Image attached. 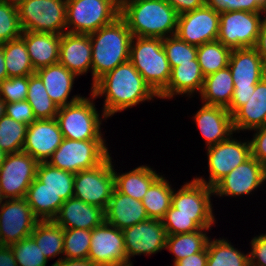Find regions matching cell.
I'll use <instances>...</instances> for the list:
<instances>
[{
	"instance_id": "obj_1",
	"label": "cell",
	"mask_w": 266,
	"mask_h": 266,
	"mask_svg": "<svg viewBox=\"0 0 266 266\" xmlns=\"http://www.w3.org/2000/svg\"><path fill=\"white\" fill-rule=\"evenodd\" d=\"M90 92L96 98L104 97L101 111L108 119L118 112L159 98L130 61L104 74L91 86Z\"/></svg>"
},
{
	"instance_id": "obj_2",
	"label": "cell",
	"mask_w": 266,
	"mask_h": 266,
	"mask_svg": "<svg viewBox=\"0 0 266 266\" xmlns=\"http://www.w3.org/2000/svg\"><path fill=\"white\" fill-rule=\"evenodd\" d=\"M92 46V83L130 58L133 38L125 20L119 16L112 23L89 34Z\"/></svg>"
},
{
	"instance_id": "obj_3",
	"label": "cell",
	"mask_w": 266,
	"mask_h": 266,
	"mask_svg": "<svg viewBox=\"0 0 266 266\" xmlns=\"http://www.w3.org/2000/svg\"><path fill=\"white\" fill-rule=\"evenodd\" d=\"M120 16L134 37L166 38L176 34L178 13L165 0L126 3Z\"/></svg>"
},
{
	"instance_id": "obj_4",
	"label": "cell",
	"mask_w": 266,
	"mask_h": 266,
	"mask_svg": "<svg viewBox=\"0 0 266 266\" xmlns=\"http://www.w3.org/2000/svg\"><path fill=\"white\" fill-rule=\"evenodd\" d=\"M88 95L75 103L59 107L56 119L64 138L79 141L106 140L101 126L108 118L97 110L94 102L97 98L91 92Z\"/></svg>"
},
{
	"instance_id": "obj_5",
	"label": "cell",
	"mask_w": 266,
	"mask_h": 266,
	"mask_svg": "<svg viewBox=\"0 0 266 266\" xmlns=\"http://www.w3.org/2000/svg\"><path fill=\"white\" fill-rule=\"evenodd\" d=\"M129 61L157 94L168 85L172 68L161 38L133 36Z\"/></svg>"
},
{
	"instance_id": "obj_6",
	"label": "cell",
	"mask_w": 266,
	"mask_h": 266,
	"mask_svg": "<svg viewBox=\"0 0 266 266\" xmlns=\"http://www.w3.org/2000/svg\"><path fill=\"white\" fill-rule=\"evenodd\" d=\"M120 16L118 0H67L69 33L91 34Z\"/></svg>"
},
{
	"instance_id": "obj_7",
	"label": "cell",
	"mask_w": 266,
	"mask_h": 266,
	"mask_svg": "<svg viewBox=\"0 0 266 266\" xmlns=\"http://www.w3.org/2000/svg\"><path fill=\"white\" fill-rule=\"evenodd\" d=\"M17 8L22 31L59 35L67 32V0H20Z\"/></svg>"
},
{
	"instance_id": "obj_8",
	"label": "cell",
	"mask_w": 266,
	"mask_h": 266,
	"mask_svg": "<svg viewBox=\"0 0 266 266\" xmlns=\"http://www.w3.org/2000/svg\"><path fill=\"white\" fill-rule=\"evenodd\" d=\"M106 141L64 138L47 163L73 174L94 168L111 154Z\"/></svg>"
},
{
	"instance_id": "obj_9",
	"label": "cell",
	"mask_w": 266,
	"mask_h": 266,
	"mask_svg": "<svg viewBox=\"0 0 266 266\" xmlns=\"http://www.w3.org/2000/svg\"><path fill=\"white\" fill-rule=\"evenodd\" d=\"M111 154L98 166L74 175L73 197L106 210L115 189Z\"/></svg>"
},
{
	"instance_id": "obj_10",
	"label": "cell",
	"mask_w": 266,
	"mask_h": 266,
	"mask_svg": "<svg viewBox=\"0 0 266 266\" xmlns=\"http://www.w3.org/2000/svg\"><path fill=\"white\" fill-rule=\"evenodd\" d=\"M206 148L209 177L196 176L195 180L214 187L222 178L234 168L251 157L250 138L241 140L233 137Z\"/></svg>"
},
{
	"instance_id": "obj_11",
	"label": "cell",
	"mask_w": 266,
	"mask_h": 266,
	"mask_svg": "<svg viewBox=\"0 0 266 266\" xmlns=\"http://www.w3.org/2000/svg\"><path fill=\"white\" fill-rule=\"evenodd\" d=\"M263 19L262 12H222L217 40L231 49L253 48Z\"/></svg>"
},
{
	"instance_id": "obj_12",
	"label": "cell",
	"mask_w": 266,
	"mask_h": 266,
	"mask_svg": "<svg viewBox=\"0 0 266 266\" xmlns=\"http://www.w3.org/2000/svg\"><path fill=\"white\" fill-rule=\"evenodd\" d=\"M38 162L24 151L8 154L0 168L2 199L25 198L36 178Z\"/></svg>"
},
{
	"instance_id": "obj_13",
	"label": "cell",
	"mask_w": 266,
	"mask_h": 266,
	"mask_svg": "<svg viewBox=\"0 0 266 266\" xmlns=\"http://www.w3.org/2000/svg\"><path fill=\"white\" fill-rule=\"evenodd\" d=\"M38 221L25 198L3 199L0 205V245L11 246L31 236Z\"/></svg>"
},
{
	"instance_id": "obj_14",
	"label": "cell",
	"mask_w": 266,
	"mask_h": 266,
	"mask_svg": "<svg viewBox=\"0 0 266 266\" xmlns=\"http://www.w3.org/2000/svg\"><path fill=\"white\" fill-rule=\"evenodd\" d=\"M266 183V166L251 156L244 163L234 168L214 187V197H244L254 194Z\"/></svg>"
},
{
	"instance_id": "obj_15",
	"label": "cell",
	"mask_w": 266,
	"mask_h": 266,
	"mask_svg": "<svg viewBox=\"0 0 266 266\" xmlns=\"http://www.w3.org/2000/svg\"><path fill=\"white\" fill-rule=\"evenodd\" d=\"M124 242L127 266H134V256L153 255L166 249V230L162 220L148 219L133 226L124 228Z\"/></svg>"
},
{
	"instance_id": "obj_16",
	"label": "cell",
	"mask_w": 266,
	"mask_h": 266,
	"mask_svg": "<svg viewBox=\"0 0 266 266\" xmlns=\"http://www.w3.org/2000/svg\"><path fill=\"white\" fill-rule=\"evenodd\" d=\"M88 258L97 266H127L123 231L106 221L93 228Z\"/></svg>"
},
{
	"instance_id": "obj_17",
	"label": "cell",
	"mask_w": 266,
	"mask_h": 266,
	"mask_svg": "<svg viewBox=\"0 0 266 266\" xmlns=\"http://www.w3.org/2000/svg\"><path fill=\"white\" fill-rule=\"evenodd\" d=\"M220 13L206 4L191 12L178 16L176 34L181 40L200 46L218 38Z\"/></svg>"
},
{
	"instance_id": "obj_18",
	"label": "cell",
	"mask_w": 266,
	"mask_h": 266,
	"mask_svg": "<svg viewBox=\"0 0 266 266\" xmlns=\"http://www.w3.org/2000/svg\"><path fill=\"white\" fill-rule=\"evenodd\" d=\"M63 139L56 118L36 119L27 127L22 151L30 154L38 163L47 162Z\"/></svg>"
},
{
	"instance_id": "obj_19",
	"label": "cell",
	"mask_w": 266,
	"mask_h": 266,
	"mask_svg": "<svg viewBox=\"0 0 266 266\" xmlns=\"http://www.w3.org/2000/svg\"><path fill=\"white\" fill-rule=\"evenodd\" d=\"M183 183L185 184L178 190L174 187L171 203L173 215L215 216L211 201L214 196L213 188L194 178Z\"/></svg>"
},
{
	"instance_id": "obj_20",
	"label": "cell",
	"mask_w": 266,
	"mask_h": 266,
	"mask_svg": "<svg viewBox=\"0 0 266 266\" xmlns=\"http://www.w3.org/2000/svg\"><path fill=\"white\" fill-rule=\"evenodd\" d=\"M192 118L205 141V148L223 142L235 133L227 108L202 103Z\"/></svg>"
},
{
	"instance_id": "obj_21",
	"label": "cell",
	"mask_w": 266,
	"mask_h": 266,
	"mask_svg": "<svg viewBox=\"0 0 266 266\" xmlns=\"http://www.w3.org/2000/svg\"><path fill=\"white\" fill-rule=\"evenodd\" d=\"M59 63L78 77L92 74V46L88 34L65 32L61 35Z\"/></svg>"
},
{
	"instance_id": "obj_22",
	"label": "cell",
	"mask_w": 266,
	"mask_h": 266,
	"mask_svg": "<svg viewBox=\"0 0 266 266\" xmlns=\"http://www.w3.org/2000/svg\"><path fill=\"white\" fill-rule=\"evenodd\" d=\"M53 221L64 229L92 230L105 221V210L71 197L64 201Z\"/></svg>"
},
{
	"instance_id": "obj_23",
	"label": "cell",
	"mask_w": 266,
	"mask_h": 266,
	"mask_svg": "<svg viewBox=\"0 0 266 266\" xmlns=\"http://www.w3.org/2000/svg\"><path fill=\"white\" fill-rule=\"evenodd\" d=\"M228 67L234 88H251L266 76L263 60L254 47L232 49Z\"/></svg>"
},
{
	"instance_id": "obj_24",
	"label": "cell",
	"mask_w": 266,
	"mask_h": 266,
	"mask_svg": "<svg viewBox=\"0 0 266 266\" xmlns=\"http://www.w3.org/2000/svg\"><path fill=\"white\" fill-rule=\"evenodd\" d=\"M35 73L42 80L50 99L56 103L58 107L75 103L84 97L80 94H76L69 98L75 84L74 81L79 77L73 72H70L59 62L40 68L36 70Z\"/></svg>"
},
{
	"instance_id": "obj_25",
	"label": "cell",
	"mask_w": 266,
	"mask_h": 266,
	"mask_svg": "<svg viewBox=\"0 0 266 266\" xmlns=\"http://www.w3.org/2000/svg\"><path fill=\"white\" fill-rule=\"evenodd\" d=\"M204 78L197 58L192 63H179L171 69L168 85L158 94L159 98L170 100L180 95L188 98L195 97V94L200 95Z\"/></svg>"
},
{
	"instance_id": "obj_26",
	"label": "cell",
	"mask_w": 266,
	"mask_h": 266,
	"mask_svg": "<svg viewBox=\"0 0 266 266\" xmlns=\"http://www.w3.org/2000/svg\"><path fill=\"white\" fill-rule=\"evenodd\" d=\"M232 125L236 134L266 126V76L256 84L248 102L232 114Z\"/></svg>"
},
{
	"instance_id": "obj_27",
	"label": "cell",
	"mask_w": 266,
	"mask_h": 266,
	"mask_svg": "<svg viewBox=\"0 0 266 266\" xmlns=\"http://www.w3.org/2000/svg\"><path fill=\"white\" fill-rule=\"evenodd\" d=\"M142 201L114 189L105 210V221L120 230L148 220Z\"/></svg>"
},
{
	"instance_id": "obj_28",
	"label": "cell",
	"mask_w": 266,
	"mask_h": 266,
	"mask_svg": "<svg viewBox=\"0 0 266 266\" xmlns=\"http://www.w3.org/2000/svg\"><path fill=\"white\" fill-rule=\"evenodd\" d=\"M21 37L35 71L59 62L61 35L23 31Z\"/></svg>"
},
{
	"instance_id": "obj_29",
	"label": "cell",
	"mask_w": 266,
	"mask_h": 266,
	"mask_svg": "<svg viewBox=\"0 0 266 266\" xmlns=\"http://www.w3.org/2000/svg\"><path fill=\"white\" fill-rule=\"evenodd\" d=\"M113 164L115 189L136 200L142 201L150 185L160 176L150 165H140L136 168L122 173L116 172Z\"/></svg>"
},
{
	"instance_id": "obj_30",
	"label": "cell",
	"mask_w": 266,
	"mask_h": 266,
	"mask_svg": "<svg viewBox=\"0 0 266 266\" xmlns=\"http://www.w3.org/2000/svg\"><path fill=\"white\" fill-rule=\"evenodd\" d=\"M234 92V83L229 67L205 76L200 95L202 103L228 108Z\"/></svg>"
},
{
	"instance_id": "obj_31",
	"label": "cell",
	"mask_w": 266,
	"mask_h": 266,
	"mask_svg": "<svg viewBox=\"0 0 266 266\" xmlns=\"http://www.w3.org/2000/svg\"><path fill=\"white\" fill-rule=\"evenodd\" d=\"M25 199L39 221L53 220L64 203L60 196L47 189L37 178L28 188Z\"/></svg>"
},
{
	"instance_id": "obj_32",
	"label": "cell",
	"mask_w": 266,
	"mask_h": 266,
	"mask_svg": "<svg viewBox=\"0 0 266 266\" xmlns=\"http://www.w3.org/2000/svg\"><path fill=\"white\" fill-rule=\"evenodd\" d=\"M31 236L48 260L57 257L56 261L63 259V227L53 220L38 221Z\"/></svg>"
},
{
	"instance_id": "obj_33",
	"label": "cell",
	"mask_w": 266,
	"mask_h": 266,
	"mask_svg": "<svg viewBox=\"0 0 266 266\" xmlns=\"http://www.w3.org/2000/svg\"><path fill=\"white\" fill-rule=\"evenodd\" d=\"M169 180L160 175L149 187L142 199L147 216L161 220L170 209L174 188Z\"/></svg>"
},
{
	"instance_id": "obj_34",
	"label": "cell",
	"mask_w": 266,
	"mask_h": 266,
	"mask_svg": "<svg viewBox=\"0 0 266 266\" xmlns=\"http://www.w3.org/2000/svg\"><path fill=\"white\" fill-rule=\"evenodd\" d=\"M212 228H201L195 232L183 233L176 235H167L166 249L173 254L172 266L179 260L186 258L189 255L201 252L209 240V233Z\"/></svg>"
},
{
	"instance_id": "obj_35",
	"label": "cell",
	"mask_w": 266,
	"mask_h": 266,
	"mask_svg": "<svg viewBox=\"0 0 266 266\" xmlns=\"http://www.w3.org/2000/svg\"><path fill=\"white\" fill-rule=\"evenodd\" d=\"M207 266H249V257L235 248L227 238H209L207 242Z\"/></svg>"
},
{
	"instance_id": "obj_36",
	"label": "cell",
	"mask_w": 266,
	"mask_h": 266,
	"mask_svg": "<svg viewBox=\"0 0 266 266\" xmlns=\"http://www.w3.org/2000/svg\"><path fill=\"white\" fill-rule=\"evenodd\" d=\"M8 78L29 76L35 73L22 37L2 43Z\"/></svg>"
},
{
	"instance_id": "obj_37",
	"label": "cell",
	"mask_w": 266,
	"mask_h": 266,
	"mask_svg": "<svg viewBox=\"0 0 266 266\" xmlns=\"http://www.w3.org/2000/svg\"><path fill=\"white\" fill-rule=\"evenodd\" d=\"M74 175L71 172L41 162L37 166L36 178L45 184V187L60 196L63 201L73 197Z\"/></svg>"
},
{
	"instance_id": "obj_38",
	"label": "cell",
	"mask_w": 266,
	"mask_h": 266,
	"mask_svg": "<svg viewBox=\"0 0 266 266\" xmlns=\"http://www.w3.org/2000/svg\"><path fill=\"white\" fill-rule=\"evenodd\" d=\"M26 100L32 107L36 119L56 118L59 107L50 99L42 80L36 73L28 76Z\"/></svg>"
},
{
	"instance_id": "obj_39",
	"label": "cell",
	"mask_w": 266,
	"mask_h": 266,
	"mask_svg": "<svg viewBox=\"0 0 266 266\" xmlns=\"http://www.w3.org/2000/svg\"><path fill=\"white\" fill-rule=\"evenodd\" d=\"M232 49L218 40L197 47V60L204 76L224 69L229 65Z\"/></svg>"
},
{
	"instance_id": "obj_40",
	"label": "cell",
	"mask_w": 266,
	"mask_h": 266,
	"mask_svg": "<svg viewBox=\"0 0 266 266\" xmlns=\"http://www.w3.org/2000/svg\"><path fill=\"white\" fill-rule=\"evenodd\" d=\"M167 235L191 233L201 228H212L216 224L215 216H184L173 215V206L161 219Z\"/></svg>"
},
{
	"instance_id": "obj_41",
	"label": "cell",
	"mask_w": 266,
	"mask_h": 266,
	"mask_svg": "<svg viewBox=\"0 0 266 266\" xmlns=\"http://www.w3.org/2000/svg\"><path fill=\"white\" fill-rule=\"evenodd\" d=\"M27 124H22L7 115L0 119V148L6 153H17L23 150Z\"/></svg>"
},
{
	"instance_id": "obj_42",
	"label": "cell",
	"mask_w": 266,
	"mask_h": 266,
	"mask_svg": "<svg viewBox=\"0 0 266 266\" xmlns=\"http://www.w3.org/2000/svg\"><path fill=\"white\" fill-rule=\"evenodd\" d=\"M90 243L91 230L64 229L63 258H88Z\"/></svg>"
},
{
	"instance_id": "obj_43",
	"label": "cell",
	"mask_w": 266,
	"mask_h": 266,
	"mask_svg": "<svg viewBox=\"0 0 266 266\" xmlns=\"http://www.w3.org/2000/svg\"><path fill=\"white\" fill-rule=\"evenodd\" d=\"M17 3L0 0V44L22 35Z\"/></svg>"
},
{
	"instance_id": "obj_44",
	"label": "cell",
	"mask_w": 266,
	"mask_h": 266,
	"mask_svg": "<svg viewBox=\"0 0 266 266\" xmlns=\"http://www.w3.org/2000/svg\"><path fill=\"white\" fill-rule=\"evenodd\" d=\"M162 45L171 68L179 63H192L197 57V46L181 40L177 35L163 38Z\"/></svg>"
},
{
	"instance_id": "obj_45",
	"label": "cell",
	"mask_w": 266,
	"mask_h": 266,
	"mask_svg": "<svg viewBox=\"0 0 266 266\" xmlns=\"http://www.w3.org/2000/svg\"><path fill=\"white\" fill-rule=\"evenodd\" d=\"M10 247L18 266H47L48 259L44 256L32 236L23 238Z\"/></svg>"
},
{
	"instance_id": "obj_46",
	"label": "cell",
	"mask_w": 266,
	"mask_h": 266,
	"mask_svg": "<svg viewBox=\"0 0 266 266\" xmlns=\"http://www.w3.org/2000/svg\"><path fill=\"white\" fill-rule=\"evenodd\" d=\"M28 92V76L11 77L0 83V97L6 103L26 100Z\"/></svg>"
},
{
	"instance_id": "obj_47",
	"label": "cell",
	"mask_w": 266,
	"mask_h": 266,
	"mask_svg": "<svg viewBox=\"0 0 266 266\" xmlns=\"http://www.w3.org/2000/svg\"><path fill=\"white\" fill-rule=\"evenodd\" d=\"M205 4L218 13L226 11L262 12L258 0H205Z\"/></svg>"
},
{
	"instance_id": "obj_48",
	"label": "cell",
	"mask_w": 266,
	"mask_h": 266,
	"mask_svg": "<svg viewBox=\"0 0 266 266\" xmlns=\"http://www.w3.org/2000/svg\"><path fill=\"white\" fill-rule=\"evenodd\" d=\"M5 114L15 121L27 125L36 120L27 100L6 103Z\"/></svg>"
},
{
	"instance_id": "obj_49",
	"label": "cell",
	"mask_w": 266,
	"mask_h": 266,
	"mask_svg": "<svg viewBox=\"0 0 266 266\" xmlns=\"http://www.w3.org/2000/svg\"><path fill=\"white\" fill-rule=\"evenodd\" d=\"M249 266H266V232L256 235L250 241Z\"/></svg>"
},
{
	"instance_id": "obj_50",
	"label": "cell",
	"mask_w": 266,
	"mask_h": 266,
	"mask_svg": "<svg viewBox=\"0 0 266 266\" xmlns=\"http://www.w3.org/2000/svg\"><path fill=\"white\" fill-rule=\"evenodd\" d=\"M254 131L251 138V156L266 166V126L251 130Z\"/></svg>"
},
{
	"instance_id": "obj_51",
	"label": "cell",
	"mask_w": 266,
	"mask_h": 266,
	"mask_svg": "<svg viewBox=\"0 0 266 266\" xmlns=\"http://www.w3.org/2000/svg\"><path fill=\"white\" fill-rule=\"evenodd\" d=\"M254 90H255V86H251V88H234L230 106L227 108L231 115L240 106L248 102V98L252 96Z\"/></svg>"
},
{
	"instance_id": "obj_52",
	"label": "cell",
	"mask_w": 266,
	"mask_h": 266,
	"mask_svg": "<svg viewBox=\"0 0 266 266\" xmlns=\"http://www.w3.org/2000/svg\"><path fill=\"white\" fill-rule=\"evenodd\" d=\"M178 15L191 12L205 5V0H165Z\"/></svg>"
},
{
	"instance_id": "obj_53",
	"label": "cell",
	"mask_w": 266,
	"mask_h": 266,
	"mask_svg": "<svg viewBox=\"0 0 266 266\" xmlns=\"http://www.w3.org/2000/svg\"><path fill=\"white\" fill-rule=\"evenodd\" d=\"M208 252L205 247L201 252L189 255L177 261L173 266H207Z\"/></svg>"
},
{
	"instance_id": "obj_54",
	"label": "cell",
	"mask_w": 266,
	"mask_h": 266,
	"mask_svg": "<svg viewBox=\"0 0 266 266\" xmlns=\"http://www.w3.org/2000/svg\"><path fill=\"white\" fill-rule=\"evenodd\" d=\"M254 48L257 50L258 54L263 60V64L266 70V19L265 18L262 20L260 26V32L258 34V39Z\"/></svg>"
},
{
	"instance_id": "obj_55",
	"label": "cell",
	"mask_w": 266,
	"mask_h": 266,
	"mask_svg": "<svg viewBox=\"0 0 266 266\" xmlns=\"http://www.w3.org/2000/svg\"><path fill=\"white\" fill-rule=\"evenodd\" d=\"M0 266H18L10 246L0 245Z\"/></svg>"
},
{
	"instance_id": "obj_56",
	"label": "cell",
	"mask_w": 266,
	"mask_h": 266,
	"mask_svg": "<svg viewBox=\"0 0 266 266\" xmlns=\"http://www.w3.org/2000/svg\"><path fill=\"white\" fill-rule=\"evenodd\" d=\"M51 266H97V265L89 258L86 259L63 258L60 261H55Z\"/></svg>"
},
{
	"instance_id": "obj_57",
	"label": "cell",
	"mask_w": 266,
	"mask_h": 266,
	"mask_svg": "<svg viewBox=\"0 0 266 266\" xmlns=\"http://www.w3.org/2000/svg\"><path fill=\"white\" fill-rule=\"evenodd\" d=\"M7 70L5 67V59H4V54H3V45L0 44V83L7 79Z\"/></svg>"
},
{
	"instance_id": "obj_58",
	"label": "cell",
	"mask_w": 266,
	"mask_h": 266,
	"mask_svg": "<svg viewBox=\"0 0 266 266\" xmlns=\"http://www.w3.org/2000/svg\"><path fill=\"white\" fill-rule=\"evenodd\" d=\"M5 109H6V102H5L4 99H2V98L0 97V119H1L4 115H6V114H5Z\"/></svg>"
},
{
	"instance_id": "obj_59",
	"label": "cell",
	"mask_w": 266,
	"mask_h": 266,
	"mask_svg": "<svg viewBox=\"0 0 266 266\" xmlns=\"http://www.w3.org/2000/svg\"><path fill=\"white\" fill-rule=\"evenodd\" d=\"M7 155L8 153H6L4 150L0 148V168L2 164L4 163V161L6 160Z\"/></svg>"
},
{
	"instance_id": "obj_60",
	"label": "cell",
	"mask_w": 266,
	"mask_h": 266,
	"mask_svg": "<svg viewBox=\"0 0 266 266\" xmlns=\"http://www.w3.org/2000/svg\"><path fill=\"white\" fill-rule=\"evenodd\" d=\"M139 0H118L119 8L121 9L126 3L135 2Z\"/></svg>"
},
{
	"instance_id": "obj_61",
	"label": "cell",
	"mask_w": 266,
	"mask_h": 266,
	"mask_svg": "<svg viewBox=\"0 0 266 266\" xmlns=\"http://www.w3.org/2000/svg\"><path fill=\"white\" fill-rule=\"evenodd\" d=\"M262 15L264 16V18L266 19V1L262 6Z\"/></svg>"
},
{
	"instance_id": "obj_62",
	"label": "cell",
	"mask_w": 266,
	"mask_h": 266,
	"mask_svg": "<svg viewBox=\"0 0 266 266\" xmlns=\"http://www.w3.org/2000/svg\"><path fill=\"white\" fill-rule=\"evenodd\" d=\"M6 1L18 3L20 0H6Z\"/></svg>"
},
{
	"instance_id": "obj_63",
	"label": "cell",
	"mask_w": 266,
	"mask_h": 266,
	"mask_svg": "<svg viewBox=\"0 0 266 266\" xmlns=\"http://www.w3.org/2000/svg\"><path fill=\"white\" fill-rule=\"evenodd\" d=\"M266 0H258V2L263 6Z\"/></svg>"
}]
</instances>
